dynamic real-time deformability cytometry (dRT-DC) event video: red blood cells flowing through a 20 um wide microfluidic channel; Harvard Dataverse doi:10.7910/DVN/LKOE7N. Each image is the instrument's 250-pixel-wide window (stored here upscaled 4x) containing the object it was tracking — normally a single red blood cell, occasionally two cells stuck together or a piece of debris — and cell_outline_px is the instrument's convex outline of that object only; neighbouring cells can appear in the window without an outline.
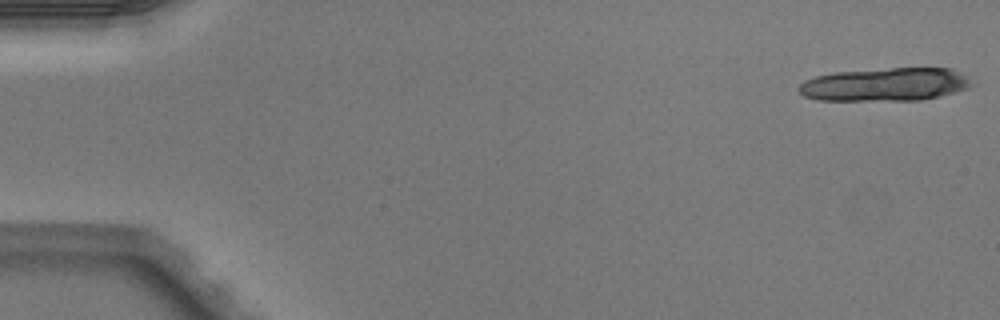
{"species": "Egyptian fruit bat (a non-hibernating species)", "species_latin": "Rousettus aegyptiacus", "temperature_condition": "warm", "stored_images_in_passage": 4, "camera_frame_rate_fps": 3000, "um_per_image_px": 0.085, "animal": {"sex": "male"}, "frame": {"image": 1, "passage_image": 1, "time_ms": 0.0, "image_size_px": [1000, 320], "cell_outline_px": [[976, 84], [968, 88], [940, 96], [920, 100], [820, 100], [804, 96], [796, 88], [804, 80], [816, 76], [832, 72], [892, 68], [952, 68]], "centroid_in_image_um": [75.22, 7.18], "position_along_channel_um": 9.8, "area_um2": 33.47}}